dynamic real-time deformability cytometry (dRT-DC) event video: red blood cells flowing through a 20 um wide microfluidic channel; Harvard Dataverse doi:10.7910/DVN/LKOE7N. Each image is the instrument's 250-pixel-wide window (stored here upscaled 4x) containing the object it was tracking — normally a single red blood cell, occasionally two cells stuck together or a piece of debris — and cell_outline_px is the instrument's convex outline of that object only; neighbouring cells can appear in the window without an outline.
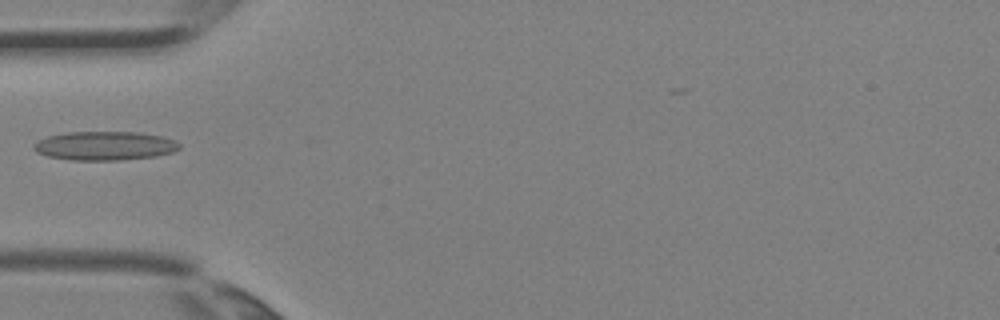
{"species": "Egyptian fruit bat (a non-hibernating species)", "species_latin": "Rousettus aegyptiacus", "temperature_condition": "room temperature", "stored_images_in_passage": 3, "camera_frame_rate_fps": 3000, "um_per_image_px": 0.085, "animal": {"sex": "female"}, "frame": {"image": 1, "passage_image": 3, "time_ms": 0.667, "image_size_px": [1000, 320], "cell_outline_px": [[180, 148], [172, 152], [156, 156], [120, 160], [72, 160], [48, 156], [36, 152], [32, 148], [32, 144], [36, 140], [48, 136], [64, 132], [140, 132], [164, 136], [176, 140], [180, 144]], "centroid_in_image_um": [8.89, 12.38], "position_along_channel_um": 76.1, "area_um2": 24.8}}